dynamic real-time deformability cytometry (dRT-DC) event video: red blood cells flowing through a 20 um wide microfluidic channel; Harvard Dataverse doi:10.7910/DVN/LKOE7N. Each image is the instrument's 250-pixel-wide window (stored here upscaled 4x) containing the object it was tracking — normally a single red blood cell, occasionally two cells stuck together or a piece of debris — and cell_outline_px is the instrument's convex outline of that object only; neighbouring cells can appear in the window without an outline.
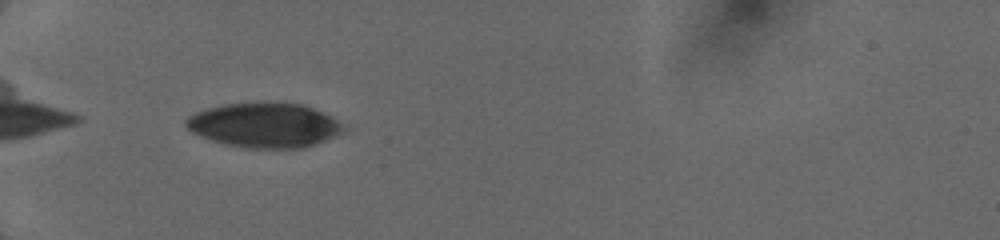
{"species": "human", "species_latin": "Homo sapiens", "temperature_condition": "cold", "stored_images_in_passage": 49, "camera_frame_rate_fps": 3000, "um_per_image_px": 0.085, "donor": {"sex": "female"}, "frame": {"image": 1, "passage_image": 2, "time_ms": 0.333, "image_size_px": [1000, 240], "cell_outline_px": [[344, 128], [340, 132], [324, 140], [304, 148], [252, 148], [224, 144], [212, 140], [192, 132], [184, 124], [184, 120], [188, 116], [196, 112], [208, 108], [224, 104], [300, 104], [324, 112], [332, 116]], "centroid_in_image_um": [22.43, 10.66], "position_along_channel_um": 62.6, "area_um2": 40.0}}
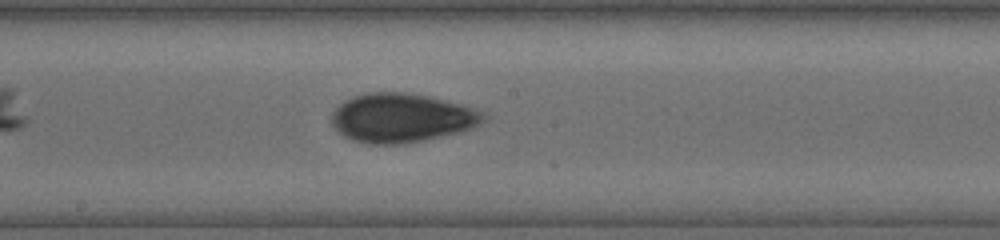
{"frame": {"image": 2, "passage_image": 19, "time_ms": 4.333, "image_size_px": [1000, 240], "cell_outline_px": [[488, 116], [480, 124], [472, 128], [424, 140], [400, 144], [372, 144], [356, 140], [344, 136], [332, 124], [332, 112], [344, 100], [352, 96], [368, 92], [412, 92], [432, 96], [464, 104], [484, 112]], "centroid_in_image_um": [34.17, 9.99], "position_along_channel_um": 214.0, "area_um2": 43.52}}
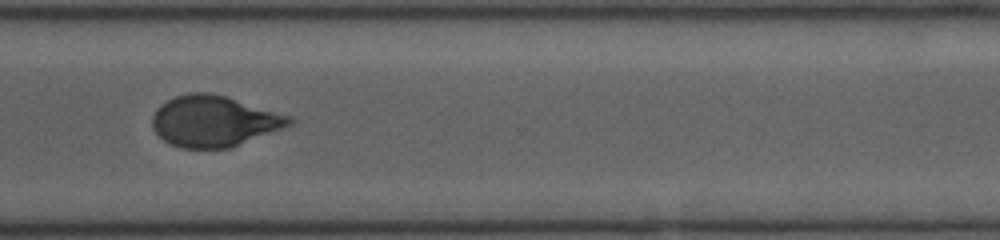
{"frame": {"image": 3, "passage_image": 35, "time_ms": 7.667, "image_size_px": [1000, 240], "cell_outline_px": [[296, 120], [292, 124], [228, 148], [184, 148], [172, 144], [164, 140], [152, 128], [152, 116], [156, 108], [160, 104], [176, 96], [188, 92], [208, 92], [228, 96], [292, 116]], "centroid_in_image_um": [18.18, 10.27], "position_along_channel_um": 352.4, "area_um2": 40.63}}